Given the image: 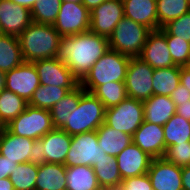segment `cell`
Here are the masks:
<instances>
[{
    "mask_svg": "<svg viewBox=\"0 0 190 190\" xmlns=\"http://www.w3.org/2000/svg\"><path fill=\"white\" fill-rule=\"evenodd\" d=\"M90 31L109 38L124 17L122 0H106L90 11Z\"/></svg>",
    "mask_w": 190,
    "mask_h": 190,
    "instance_id": "cell-12",
    "label": "cell"
},
{
    "mask_svg": "<svg viewBox=\"0 0 190 190\" xmlns=\"http://www.w3.org/2000/svg\"><path fill=\"white\" fill-rule=\"evenodd\" d=\"M139 58L154 69L176 66L170 55L166 34L161 29L148 34Z\"/></svg>",
    "mask_w": 190,
    "mask_h": 190,
    "instance_id": "cell-15",
    "label": "cell"
},
{
    "mask_svg": "<svg viewBox=\"0 0 190 190\" xmlns=\"http://www.w3.org/2000/svg\"><path fill=\"white\" fill-rule=\"evenodd\" d=\"M66 166L44 163L38 165L35 190H66Z\"/></svg>",
    "mask_w": 190,
    "mask_h": 190,
    "instance_id": "cell-23",
    "label": "cell"
},
{
    "mask_svg": "<svg viewBox=\"0 0 190 190\" xmlns=\"http://www.w3.org/2000/svg\"><path fill=\"white\" fill-rule=\"evenodd\" d=\"M133 143L153 159L163 157L166 151L162 125L144 121L132 136Z\"/></svg>",
    "mask_w": 190,
    "mask_h": 190,
    "instance_id": "cell-17",
    "label": "cell"
},
{
    "mask_svg": "<svg viewBox=\"0 0 190 190\" xmlns=\"http://www.w3.org/2000/svg\"><path fill=\"white\" fill-rule=\"evenodd\" d=\"M5 72L0 70V92L5 89Z\"/></svg>",
    "mask_w": 190,
    "mask_h": 190,
    "instance_id": "cell-50",
    "label": "cell"
},
{
    "mask_svg": "<svg viewBox=\"0 0 190 190\" xmlns=\"http://www.w3.org/2000/svg\"><path fill=\"white\" fill-rule=\"evenodd\" d=\"M158 30L190 11V0H156Z\"/></svg>",
    "mask_w": 190,
    "mask_h": 190,
    "instance_id": "cell-33",
    "label": "cell"
},
{
    "mask_svg": "<svg viewBox=\"0 0 190 190\" xmlns=\"http://www.w3.org/2000/svg\"><path fill=\"white\" fill-rule=\"evenodd\" d=\"M23 62L18 37L2 34L0 36V70L8 72Z\"/></svg>",
    "mask_w": 190,
    "mask_h": 190,
    "instance_id": "cell-27",
    "label": "cell"
},
{
    "mask_svg": "<svg viewBox=\"0 0 190 190\" xmlns=\"http://www.w3.org/2000/svg\"><path fill=\"white\" fill-rule=\"evenodd\" d=\"M34 140L10 133L5 127L0 129V154L14 163H27Z\"/></svg>",
    "mask_w": 190,
    "mask_h": 190,
    "instance_id": "cell-19",
    "label": "cell"
},
{
    "mask_svg": "<svg viewBox=\"0 0 190 190\" xmlns=\"http://www.w3.org/2000/svg\"><path fill=\"white\" fill-rule=\"evenodd\" d=\"M5 128L14 135L36 140L52 131L54 126L49 110L28 104L26 109L11 120Z\"/></svg>",
    "mask_w": 190,
    "mask_h": 190,
    "instance_id": "cell-6",
    "label": "cell"
},
{
    "mask_svg": "<svg viewBox=\"0 0 190 190\" xmlns=\"http://www.w3.org/2000/svg\"><path fill=\"white\" fill-rule=\"evenodd\" d=\"M66 182V190H102L91 166L66 167Z\"/></svg>",
    "mask_w": 190,
    "mask_h": 190,
    "instance_id": "cell-25",
    "label": "cell"
},
{
    "mask_svg": "<svg viewBox=\"0 0 190 190\" xmlns=\"http://www.w3.org/2000/svg\"><path fill=\"white\" fill-rule=\"evenodd\" d=\"M37 176L38 165L27 162L18 164L9 178L15 190H35Z\"/></svg>",
    "mask_w": 190,
    "mask_h": 190,
    "instance_id": "cell-35",
    "label": "cell"
},
{
    "mask_svg": "<svg viewBox=\"0 0 190 190\" xmlns=\"http://www.w3.org/2000/svg\"><path fill=\"white\" fill-rule=\"evenodd\" d=\"M105 108L120 104L128 97L124 82H109L98 86L92 92Z\"/></svg>",
    "mask_w": 190,
    "mask_h": 190,
    "instance_id": "cell-34",
    "label": "cell"
},
{
    "mask_svg": "<svg viewBox=\"0 0 190 190\" xmlns=\"http://www.w3.org/2000/svg\"><path fill=\"white\" fill-rule=\"evenodd\" d=\"M130 57L109 49L91 68L80 82L87 92H93L98 86L109 82H124Z\"/></svg>",
    "mask_w": 190,
    "mask_h": 190,
    "instance_id": "cell-3",
    "label": "cell"
},
{
    "mask_svg": "<svg viewBox=\"0 0 190 190\" xmlns=\"http://www.w3.org/2000/svg\"><path fill=\"white\" fill-rule=\"evenodd\" d=\"M166 41L174 64L180 67L188 66L190 62V42L171 34H166Z\"/></svg>",
    "mask_w": 190,
    "mask_h": 190,
    "instance_id": "cell-37",
    "label": "cell"
},
{
    "mask_svg": "<svg viewBox=\"0 0 190 190\" xmlns=\"http://www.w3.org/2000/svg\"><path fill=\"white\" fill-rule=\"evenodd\" d=\"M153 73L152 68L141 58H131L125 77L127 95L136 100L145 101L153 96Z\"/></svg>",
    "mask_w": 190,
    "mask_h": 190,
    "instance_id": "cell-9",
    "label": "cell"
},
{
    "mask_svg": "<svg viewBox=\"0 0 190 190\" xmlns=\"http://www.w3.org/2000/svg\"><path fill=\"white\" fill-rule=\"evenodd\" d=\"M150 32L146 26L124 16L108 38L109 49L130 58L140 57Z\"/></svg>",
    "mask_w": 190,
    "mask_h": 190,
    "instance_id": "cell-5",
    "label": "cell"
},
{
    "mask_svg": "<svg viewBox=\"0 0 190 190\" xmlns=\"http://www.w3.org/2000/svg\"><path fill=\"white\" fill-rule=\"evenodd\" d=\"M144 121L164 125L176 114V106L170 96L153 95L143 101Z\"/></svg>",
    "mask_w": 190,
    "mask_h": 190,
    "instance_id": "cell-22",
    "label": "cell"
},
{
    "mask_svg": "<svg viewBox=\"0 0 190 190\" xmlns=\"http://www.w3.org/2000/svg\"><path fill=\"white\" fill-rule=\"evenodd\" d=\"M180 83L190 91V68L188 66L181 67Z\"/></svg>",
    "mask_w": 190,
    "mask_h": 190,
    "instance_id": "cell-45",
    "label": "cell"
},
{
    "mask_svg": "<svg viewBox=\"0 0 190 190\" xmlns=\"http://www.w3.org/2000/svg\"><path fill=\"white\" fill-rule=\"evenodd\" d=\"M0 22L4 34L18 37L33 22L31 10L11 0H0Z\"/></svg>",
    "mask_w": 190,
    "mask_h": 190,
    "instance_id": "cell-16",
    "label": "cell"
},
{
    "mask_svg": "<svg viewBox=\"0 0 190 190\" xmlns=\"http://www.w3.org/2000/svg\"><path fill=\"white\" fill-rule=\"evenodd\" d=\"M144 122L143 101L127 97L120 104L106 108L104 123L109 127L134 135Z\"/></svg>",
    "mask_w": 190,
    "mask_h": 190,
    "instance_id": "cell-7",
    "label": "cell"
},
{
    "mask_svg": "<svg viewBox=\"0 0 190 190\" xmlns=\"http://www.w3.org/2000/svg\"><path fill=\"white\" fill-rule=\"evenodd\" d=\"M61 2H74V3H81L82 0H61Z\"/></svg>",
    "mask_w": 190,
    "mask_h": 190,
    "instance_id": "cell-51",
    "label": "cell"
},
{
    "mask_svg": "<svg viewBox=\"0 0 190 190\" xmlns=\"http://www.w3.org/2000/svg\"><path fill=\"white\" fill-rule=\"evenodd\" d=\"M61 35L52 24L32 22L19 36L18 41L25 62L57 57Z\"/></svg>",
    "mask_w": 190,
    "mask_h": 190,
    "instance_id": "cell-2",
    "label": "cell"
},
{
    "mask_svg": "<svg viewBox=\"0 0 190 190\" xmlns=\"http://www.w3.org/2000/svg\"><path fill=\"white\" fill-rule=\"evenodd\" d=\"M176 114L190 121V101L181 102V105L176 106Z\"/></svg>",
    "mask_w": 190,
    "mask_h": 190,
    "instance_id": "cell-44",
    "label": "cell"
},
{
    "mask_svg": "<svg viewBox=\"0 0 190 190\" xmlns=\"http://www.w3.org/2000/svg\"><path fill=\"white\" fill-rule=\"evenodd\" d=\"M41 139L46 163L64 164L71 146L72 136L66 131L54 128Z\"/></svg>",
    "mask_w": 190,
    "mask_h": 190,
    "instance_id": "cell-20",
    "label": "cell"
},
{
    "mask_svg": "<svg viewBox=\"0 0 190 190\" xmlns=\"http://www.w3.org/2000/svg\"><path fill=\"white\" fill-rule=\"evenodd\" d=\"M180 66L154 69L153 95L170 96L180 84Z\"/></svg>",
    "mask_w": 190,
    "mask_h": 190,
    "instance_id": "cell-29",
    "label": "cell"
},
{
    "mask_svg": "<svg viewBox=\"0 0 190 190\" xmlns=\"http://www.w3.org/2000/svg\"><path fill=\"white\" fill-rule=\"evenodd\" d=\"M33 64L37 69L40 85L75 88L80 84L71 70L57 57L38 60Z\"/></svg>",
    "mask_w": 190,
    "mask_h": 190,
    "instance_id": "cell-13",
    "label": "cell"
},
{
    "mask_svg": "<svg viewBox=\"0 0 190 190\" xmlns=\"http://www.w3.org/2000/svg\"><path fill=\"white\" fill-rule=\"evenodd\" d=\"M98 145L105 154L118 156L130 143L133 138L130 134L115 130L103 123L97 130Z\"/></svg>",
    "mask_w": 190,
    "mask_h": 190,
    "instance_id": "cell-24",
    "label": "cell"
},
{
    "mask_svg": "<svg viewBox=\"0 0 190 190\" xmlns=\"http://www.w3.org/2000/svg\"><path fill=\"white\" fill-rule=\"evenodd\" d=\"M93 169L102 190H113L120 187L122 178L114 156H109V159H101L93 166Z\"/></svg>",
    "mask_w": 190,
    "mask_h": 190,
    "instance_id": "cell-28",
    "label": "cell"
},
{
    "mask_svg": "<svg viewBox=\"0 0 190 190\" xmlns=\"http://www.w3.org/2000/svg\"><path fill=\"white\" fill-rule=\"evenodd\" d=\"M106 0H82V4L89 10L92 11L95 7H98L101 3Z\"/></svg>",
    "mask_w": 190,
    "mask_h": 190,
    "instance_id": "cell-47",
    "label": "cell"
},
{
    "mask_svg": "<svg viewBox=\"0 0 190 190\" xmlns=\"http://www.w3.org/2000/svg\"><path fill=\"white\" fill-rule=\"evenodd\" d=\"M0 190H15L10 178L0 179Z\"/></svg>",
    "mask_w": 190,
    "mask_h": 190,
    "instance_id": "cell-49",
    "label": "cell"
},
{
    "mask_svg": "<svg viewBox=\"0 0 190 190\" xmlns=\"http://www.w3.org/2000/svg\"><path fill=\"white\" fill-rule=\"evenodd\" d=\"M105 110L104 104L93 93L85 91L61 130L70 136L96 131L105 121Z\"/></svg>",
    "mask_w": 190,
    "mask_h": 190,
    "instance_id": "cell-4",
    "label": "cell"
},
{
    "mask_svg": "<svg viewBox=\"0 0 190 190\" xmlns=\"http://www.w3.org/2000/svg\"><path fill=\"white\" fill-rule=\"evenodd\" d=\"M166 148L190 141V121L174 114L163 125Z\"/></svg>",
    "mask_w": 190,
    "mask_h": 190,
    "instance_id": "cell-30",
    "label": "cell"
},
{
    "mask_svg": "<svg viewBox=\"0 0 190 190\" xmlns=\"http://www.w3.org/2000/svg\"><path fill=\"white\" fill-rule=\"evenodd\" d=\"M115 159L123 180L147 173L153 158L132 142Z\"/></svg>",
    "mask_w": 190,
    "mask_h": 190,
    "instance_id": "cell-18",
    "label": "cell"
},
{
    "mask_svg": "<svg viewBox=\"0 0 190 190\" xmlns=\"http://www.w3.org/2000/svg\"><path fill=\"white\" fill-rule=\"evenodd\" d=\"M165 34L190 42V11L160 28Z\"/></svg>",
    "mask_w": 190,
    "mask_h": 190,
    "instance_id": "cell-38",
    "label": "cell"
},
{
    "mask_svg": "<svg viewBox=\"0 0 190 190\" xmlns=\"http://www.w3.org/2000/svg\"><path fill=\"white\" fill-rule=\"evenodd\" d=\"M182 187L183 190H190V165L182 167Z\"/></svg>",
    "mask_w": 190,
    "mask_h": 190,
    "instance_id": "cell-46",
    "label": "cell"
},
{
    "mask_svg": "<svg viewBox=\"0 0 190 190\" xmlns=\"http://www.w3.org/2000/svg\"><path fill=\"white\" fill-rule=\"evenodd\" d=\"M4 34L3 31H2V26H1V22H0V36Z\"/></svg>",
    "mask_w": 190,
    "mask_h": 190,
    "instance_id": "cell-52",
    "label": "cell"
},
{
    "mask_svg": "<svg viewBox=\"0 0 190 190\" xmlns=\"http://www.w3.org/2000/svg\"><path fill=\"white\" fill-rule=\"evenodd\" d=\"M90 11L82 3L62 2L53 26L61 37L89 31Z\"/></svg>",
    "mask_w": 190,
    "mask_h": 190,
    "instance_id": "cell-10",
    "label": "cell"
},
{
    "mask_svg": "<svg viewBox=\"0 0 190 190\" xmlns=\"http://www.w3.org/2000/svg\"><path fill=\"white\" fill-rule=\"evenodd\" d=\"M13 3H16L17 5H21L27 9H32L33 5L38 1V0H11Z\"/></svg>",
    "mask_w": 190,
    "mask_h": 190,
    "instance_id": "cell-48",
    "label": "cell"
},
{
    "mask_svg": "<svg viewBox=\"0 0 190 190\" xmlns=\"http://www.w3.org/2000/svg\"><path fill=\"white\" fill-rule=\"evenodd\" d=\"M43 148V143L42 139H36L34 140L33 147H32V152L28 158V162L32 164H44L46 163V158L44 155V151L42 150Z\"/></svg>",
    "mask_w": 190,
    "mask_h": 190,
    "instance_id": "cell-41",
    "label": "cell"
},
{
    "mask_svg": "<svg viewBox=\"0 0 190 190\" xmlns=\"http://www.w3.org/2000/svg\"><path fill=\"white\" fill-rule=\"evenodd\" d=\"M147 174L153 190H183L182 167L172 164L164 157L152 159Z\"/></svg>",
    "mask_w": 190,
    "mask_h": 190,
    "instance_id": "cell-14",
    "label": "cell"
},
{
    "mask_svg": "<svg viewBox=\"0 0 190 190\" xmlns=\"http://www.w3.org/2000/svg\"><path fill=\"white\" fill-rule=\"evenodd\" d=\"M17 165L18 163H14V161L6 159V157L0 154V179L9 178L14 173Z\"/></svg>",
    "mask_w": 190,
    "mask_h": 190,
    "instance_id": "cell-43",
    "label": "cell"
},
{
    "mask_svg": "<svg viewBox=\"0 0 190 190\" xmlns=\"http://www.w3.org/2000/svg\"><path fill=\"white\" fill-rule=\"evenodd\" d=\"M61 0H38L31 9L32 21L54 24L60 10Z\"/></svg>",
    "mask_w": 190,
    "mask_h": 190,
    "instance_id": "cell-36",
    "label": "cell"
},
{
    "mask_svg": "<svg viewBox=\"0 0 190 190\" xmlns=\"http://www.w3.org/2000/svg\"><path fill=\"white\" fill-rule=\"evenodd\" d=\"M28 102L6 89L0 92V124L5 127L11 120L22 113Z\"/></svg>",
    "mask_w": 190,
    "mask_h": 190,
    "instance_id": "cell-32",
    "label": "cell"
},
{
    "mask_svg": "<svg viewBox=\"0 0 190 190\" xmlns=\"http://www.w3.org/2000/svg\"><path fill=\"white\" fill-rule=\"evenodd\" d=\"M109 50L108 38L92 31L61 37L57 58L81 82L92 66Z\"/></svg>",
    "mask_w": 190,
    "mask_h": 190,
    "instance_id": "cell-1",
    "label": "cell"
},
{
    "mask_svg": "<svg viewBox=\"0 0 190 190\" xmlns=\"http://www.w3.org/2000/svg\"><path fill=\"white\" fill-rule=\"evenodd\" d=\"M167 161L179 167L190 165V141L166 148L163 156Z\"/></svg>",
    "mask_w": 190,
    "mask_h": 190,
    "instance_id": "cell-39",
    "label": "cell"
},
{
    "mask_svg": "<svg viewBox=\"0 0 190 190\" xmlns=\"http://www.w3.org/2000/svg\"><path fill=\"white\" fill-rule=\"evenodd\" d=\"M113 190H153V187L148 174L145 173L123 179L120 187Z\"/></svg>",
    "mask_w": 190,
    "mask_h": 190,
    "instance_id": "cell-40",
    "label": "cell"
},
{
    "mask_svg": "<svg viewBox=\"0 0 190 190\" xmlns=\"http://www.w3.org/2000/svg\"><path fill=\"white\" fill-rule=\"evenodd\" d=\"M84 92L85 90L79 84L49 110L54 128L61 129L66 124L71 112L78 107L80 97Z\"/></svg>",
    "mask_w": 190,
    "mask_h": 190,
    "instance_id": "cell-26",
    "label": "cell"
},
{
    "mask_svg": "<svg viewBox=\"0 0 190 190\" xmlns=\"http://www.w3.org/2000/svg\"><path fill=\"white\" fill-rule=\"evenodd\" d=\"M5 89L11 91L26 102H29L34 91L40 86V80L35 65L23 62L16 68L5 72Z\"/></svg>",
    "mask_w": 190,
    "mask_h": 190,
    "instance_id": "cell-11",
    "label": "cell"
},
{
    "mask_svg": "<svg viewBox=\"0 0 190 190\" xmlns=\"http://www.w3.org/2000/svg\"><path fill=\"white\" fill-rule=\"evenodd\" d=\"M74 88H62L52 85H40L33 93L29 105L50 110L58 101Z\"/></svg>",
    "mask_w": 190,
    "mask_h": 190,
    "instance_id": "cell-31",
    "label": "cell"
},
{
    "mask_svg": "<svg viewBox=\"0 0 190 190\" xmlns=\"http://www.w3.org/2000/svg\"><path fill=\"white\" fill-rule=\"evenodd\" d=\"M124 16L142 24L151 31L158 30L156 0H122Z\"/></svg>",
    "mask_w": 190,
    "mask_h": 190,
    "instance_id": "cell-21",
    "label": "cell"
},
{
    "mask_svg": "<svg viewBox=\"0 0 190 190\" xmlns=\"http://www.w3.org/2000/svg\"><path fill=\"white\" fill-rule=\"evenodd\" d=\"M109 156L99 147L96 131H89L72 136L64 165L93 167L101 159H109Z\"/></svg>",
    "mask_w": 190,
    "mask_h": 190,
    "instance_id": "cell-8",
    "label": "cell"
},
{
    "mask_svg": "<svg viewBox=\"0 0 190 190\" xmlns=\"http://www.w3.org/2000/svg\"><path fill=\"white\" fill-rule=\"evenodd\" d=\"M171 100L175 106L181 105V102L190 101V91L185 88L181 83L170 95Z\"/></svg>",
    "mask_w": 190,
    "mask_h": 190,
    "instance_id": "cell-42",
    "label": "cell"
}]
</instances>
